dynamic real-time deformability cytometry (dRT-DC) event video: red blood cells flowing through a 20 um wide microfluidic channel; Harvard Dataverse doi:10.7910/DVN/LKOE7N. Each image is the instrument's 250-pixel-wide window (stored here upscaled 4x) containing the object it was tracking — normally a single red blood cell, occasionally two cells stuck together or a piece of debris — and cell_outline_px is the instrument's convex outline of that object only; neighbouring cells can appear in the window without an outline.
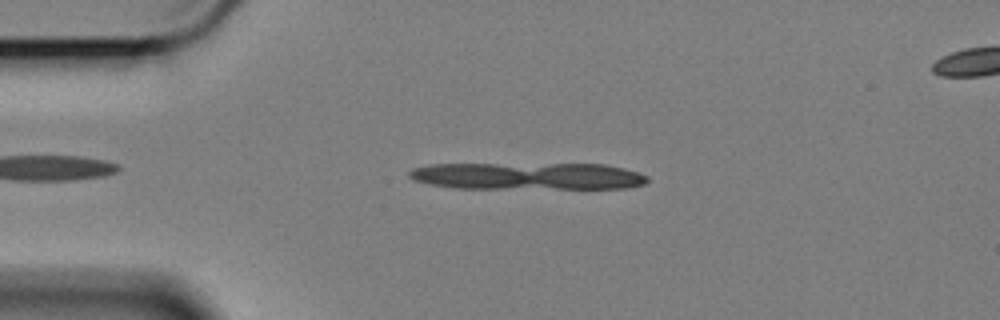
{"species": "Egyptian fruit bat (a non-hibernating species)", "species_latin": "Rousettus aegyptiacus", "temperature_condition": "cold", "stored_images_in_passage": 6, "camera_frame_rate_fps": 3000, "um_per_image_px": 0.085, "animal": {"sex": "female"}, "frame": {"image": 1, "passage_image": 4, "time_ms": 1.0, "image_size_px": [1000, 320], "cell_outline_px": [[648, 180], [644, 184], [624, 188], [456, 188], [428, 184], [416, 180], [408, 176], [408, 172], [412, 168], [428, 164], [604, 164], [624, 168], [640, 172], [648, 176]], "centroid_in_image_um": [44.85, 14.96], "position_along_channel_um": 40.1, "area_um2": 37.69}}